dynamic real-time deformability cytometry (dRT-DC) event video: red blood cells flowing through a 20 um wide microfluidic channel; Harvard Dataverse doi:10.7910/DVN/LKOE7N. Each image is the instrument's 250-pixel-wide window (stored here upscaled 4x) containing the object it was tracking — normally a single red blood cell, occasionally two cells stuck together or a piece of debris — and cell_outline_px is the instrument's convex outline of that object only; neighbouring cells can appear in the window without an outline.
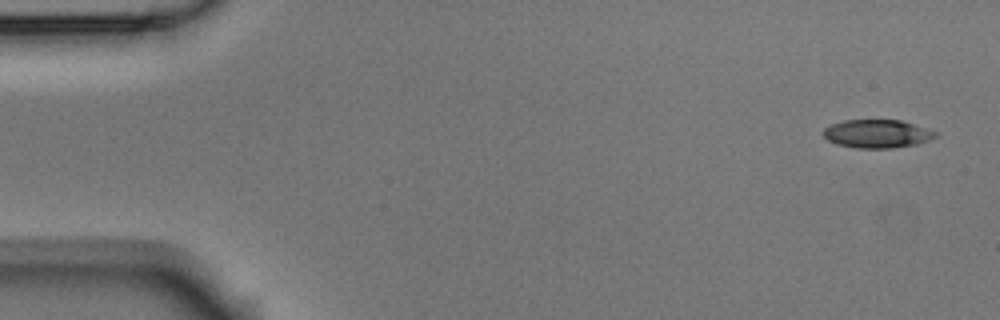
{"species": "Egyptian fruit bat (a non-hibernating species)", "species_latin": "Rousettus aegyptiacus", "temperature_condition": "room temperature", "stored_images_in_passage": 4, "camera_frame_rate_fps": 3000, "um_per_image_px": 0.085, "animal": {"sex": "male"}, "frame": {"image": 1, "passage_image": 1, "time_ms": 0.0, "image_size_px": [1000, 320], "cell_outline_px": [[940, 132], [936, 136], [928, 140], [916, 144], [892, 148], [856, 148], [836, 144], [828, 140], [820, 132], [824, 128], [832, 124], [844, 120], [900, 120]], "centroid_in_image_um": [74.54, 11.37], "position_along_channel_um": 10.5, "area_um2": 18.55}}
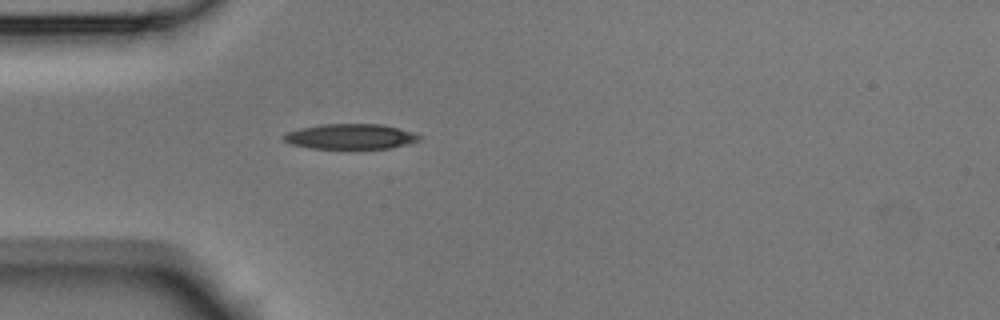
{"frame": {"image": 2, "passage_image": 4, "time_ms": 1.0, "image_size_px": [1000, 320], "cell_outline_px": [[420, 140], [408, 144], [392, 148], [308, 148], [292, 144], [284, 140], [284, 136], [288, 132], [300, 128], [320, 124], [380, 124], [412, 132], [420, 136]], "centroid_in_image_um": [29.79, 11.6], "position_along_channel_um": 55.2, "area_um2": 19.65}}